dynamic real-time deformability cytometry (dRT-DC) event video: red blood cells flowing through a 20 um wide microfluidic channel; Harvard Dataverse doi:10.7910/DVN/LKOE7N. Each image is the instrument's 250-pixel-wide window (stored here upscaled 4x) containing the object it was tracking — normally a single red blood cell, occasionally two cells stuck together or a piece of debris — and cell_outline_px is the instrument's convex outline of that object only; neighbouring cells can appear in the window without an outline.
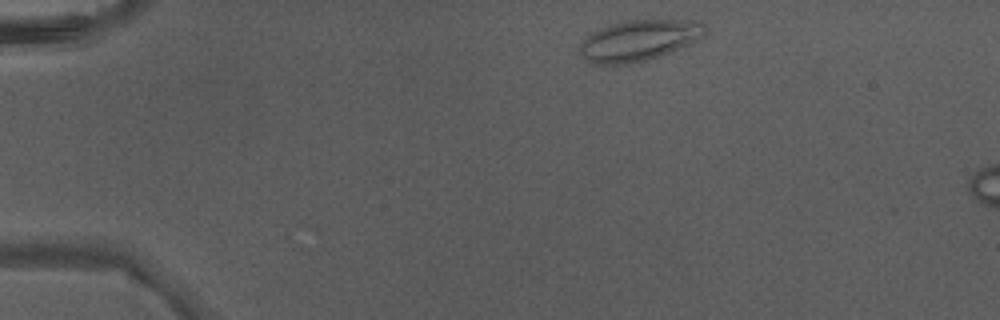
{"species": "Egyptian fruit bat (a non-hibernating species)", "species_latin": "Rousettus aegyptiacus", "temperature_condition": "warm", "stored_images_in_passage": 2, "camera_frame_rate_fps": 3000, "um_per_image_px": 0.085, "animal": {"sex": "male"}, "frame": {"image": 1, "passage_image": 1, "time_ms": 0.0, "image_size_px": [1000, 320], "cell_outline_px": [[708, 32], [704, 36], [688, 44], [660, 56], [648, 60], [628, 64], [596, 64], [580, 56], [580, 44], [592, 32], [600, 28], [624, 20], [652, 16], [700, 20], [708, 28]], "centroid_in_image_um": [54.41, 3.36], "position_along_channel_um": 30.6, "area_um2": 30.98}}